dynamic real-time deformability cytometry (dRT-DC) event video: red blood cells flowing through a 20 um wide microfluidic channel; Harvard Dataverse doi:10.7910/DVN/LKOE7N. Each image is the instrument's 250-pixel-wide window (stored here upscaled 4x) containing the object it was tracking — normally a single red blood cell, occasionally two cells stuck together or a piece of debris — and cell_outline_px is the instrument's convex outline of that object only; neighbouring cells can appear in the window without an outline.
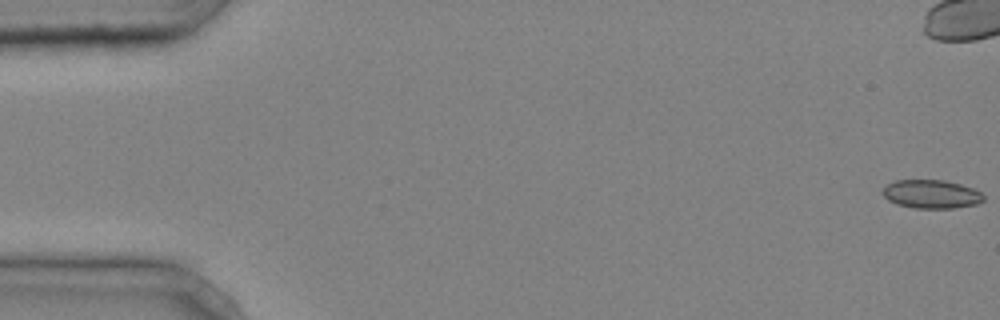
{"species": "common noctule bat (a hibernating species)", "species_latin": "Nyctalus noctula", "temperature_condition": "cold", "stored_images_in_passage": 39, "camera_frame_rate_fps": 3000, "um_per_image_px": 0.085, "animal": {"sex": "male", "body_mass_g": 20.4}, "frame": {"image": 1, "passage_image": 1, "time_ms": 0.0, "image_size_px": [1000, 320], "cell_outline_px": [[984, 200], [976, 204], [952, 208], [912, 208], [896, 204], [888, 200], [880, 192], [888, 184], [896, 180], [944, 180], [960, 184], [972, 188], [980, 192], [984, 196]], "centroid_in_image_um": [79.14, 16.5], "position_along_channel_um": 5.9, "area_um2": 16.76}}